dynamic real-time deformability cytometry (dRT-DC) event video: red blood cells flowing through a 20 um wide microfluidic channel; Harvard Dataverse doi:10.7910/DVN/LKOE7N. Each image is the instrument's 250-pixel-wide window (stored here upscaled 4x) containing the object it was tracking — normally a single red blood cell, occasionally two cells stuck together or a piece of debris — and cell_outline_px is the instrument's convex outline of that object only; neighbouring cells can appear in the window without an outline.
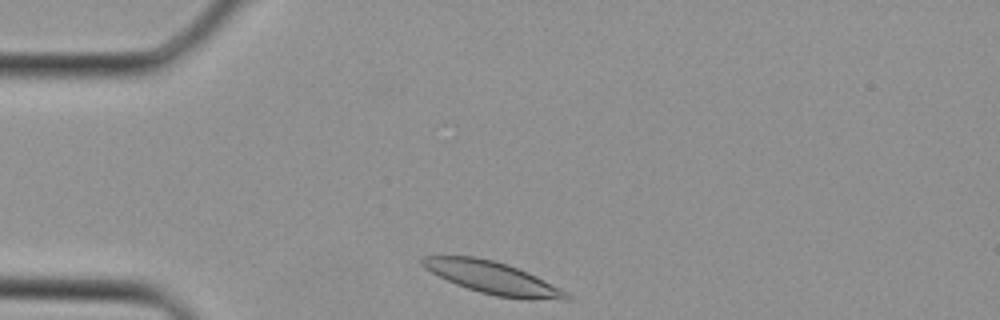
{"species": "Egyptian fruit bat (a non-hibernating species)", "species_latin": "Rousettus aegyptiacus", "temperature_condition": "cold", "stored_images_in_passage": 28, "camera_frame_rate_fps": 3000, "um_per_image_px": 0.085, "animal": {"sex": "female"}, "frame": {"image": 1, "passage_image": 1, "time_ms": 0.0, "image_size_px": [1000, 320], "cell_outline_px": [[572, 296], [568, 300], [532, 300], [496, 296], [480, 292], [456, 284], [424, 268], [420, 264], [420, 256], [476, 256], [496, 260], [508, 264], [528, 272], [568, 292]], "centroid_in_image_um": [41.9, 23.61], "position_along_channel_um": 43.1, "area_um2": 27.28}}
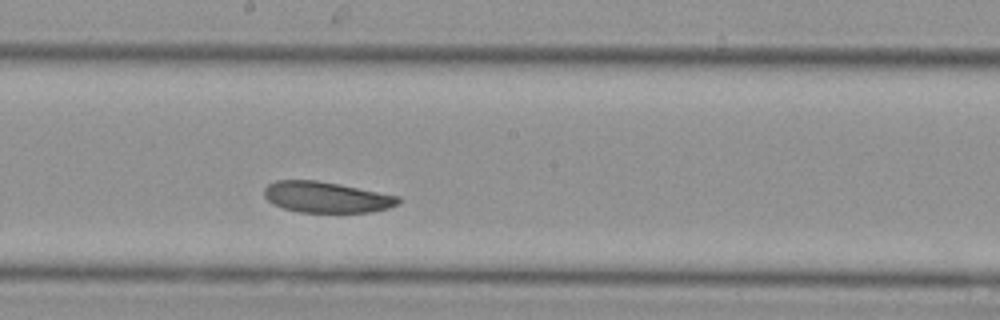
{"frame": {"image": 2, "passage_image": 12, "time_ms": 3.667, "image_size_px": [1000, 320], "cell_outline_px": [[400, 204], [388, 208], [372, 212], [300, 212], [284, 208], [272, 204], [264, 196], [264, 188], [268, 184], [276, 180], [316, 180], [340, 184], [400, 196]], "centroid_in_image_um": [27.75, 16.75], "position_along_channel_um": 220.4, "area_um2": 24.28}}
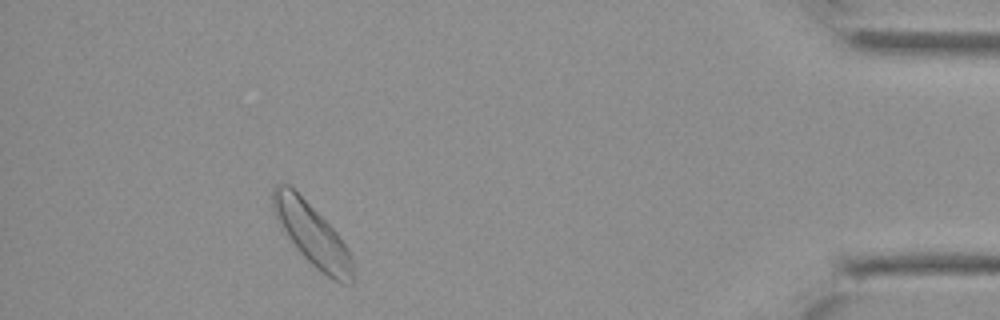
{"frame": {"image": 3, "passage_image": 25, "time_ms": 8.0, "image_size_px": [1000, 320], "cell_outline_px": [[356, 280], [352, 284], [340, 284], [332, 280], [320, 272], [296, 248], [280, 228], [272, 208], [272, 188], [276, 184], [288, 184], [336, 232], [348, 248], [352, 260]], "centroid_in_image_um": [26.54, 20.01], "position_along_channel_um": 408.7, "area_um2": 28.78}}